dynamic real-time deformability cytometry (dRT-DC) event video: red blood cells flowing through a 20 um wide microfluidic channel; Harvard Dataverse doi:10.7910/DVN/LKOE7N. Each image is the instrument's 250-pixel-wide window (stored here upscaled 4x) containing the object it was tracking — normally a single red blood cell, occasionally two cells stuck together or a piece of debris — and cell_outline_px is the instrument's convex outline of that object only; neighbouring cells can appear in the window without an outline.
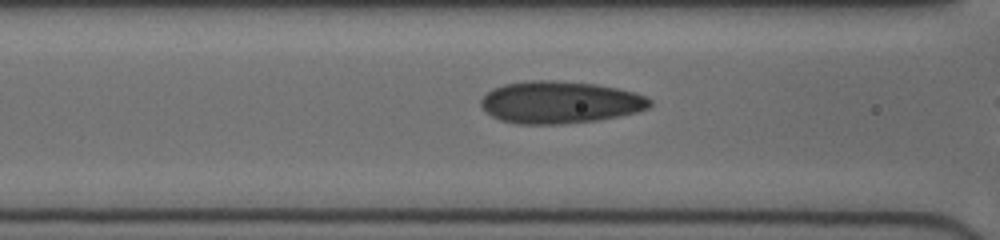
{"species": "human", "species_latin": "Homo sapiens", "temperature_condition": "cold", "stored_images_in_passage": 37, "camera_frame_rate_fps": 3000, "um_per_image_px": 0.085, "donor": {"sex": "female"}, "frame": {"image": 1, "passage_image": 15, "time_ms": 4.667, "image_size_px": [1000, 240], "cell_outline_px": [[652, 104], [648, 108], [636, 112], [596, 120], [560, 124], [520, 124], [500, 120], [492, 116], [480, 104], [480, 100], [492, 88], [504, 84], [528, 80], [556, 80], [596, 84], [636, 92], [652, 100]], "centroid_in_image_um": [47.59, 8.68], "position_along_channel_um": 119.0, "area_um2": 41.44}}
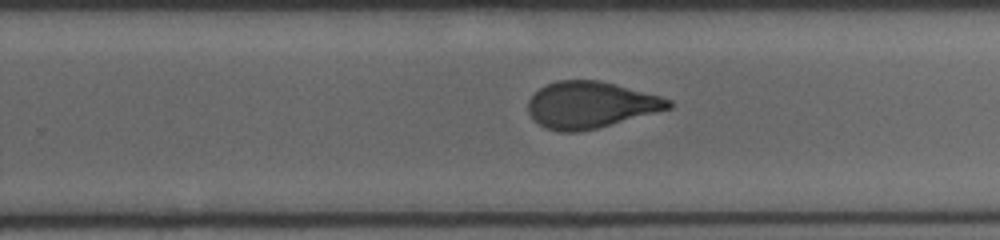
{"frame": {"image": 2, "passage_image": 27, "time_ms": 8.667, "image_size_px": [1000, 240], "cell_outline_px": [[676, 104], [672, 108], [596, 128], [576, 132], [560, 132], [544, 128], [528, 112], [528, 100], [540, 88], [556, 80], [600, 80], [660, 96], [672, 100]], "centroid_in_image_um": [50.21, 8.91], "position_along_channel_um": 279.6, "area_um2": 37.92}}
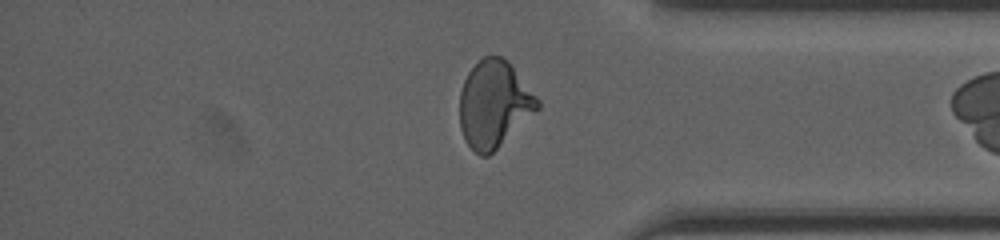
{"frame": {"image": 3, "passage_image": 36, "time_ms": 11.667, "image_size_px": [1000, 240], "cell_outline_px": [[540, 108], [488, 156], [480, 156], [464, 140], [460, 128], [460, 92], [464, 80], [468, 72], [484, 56], [500, 56], [508, 60], [540, 100]], "centroid_in_image_um": [42.0, 8.84], "position_along_channel_um": 393.2, "area_um2": 39.19}}